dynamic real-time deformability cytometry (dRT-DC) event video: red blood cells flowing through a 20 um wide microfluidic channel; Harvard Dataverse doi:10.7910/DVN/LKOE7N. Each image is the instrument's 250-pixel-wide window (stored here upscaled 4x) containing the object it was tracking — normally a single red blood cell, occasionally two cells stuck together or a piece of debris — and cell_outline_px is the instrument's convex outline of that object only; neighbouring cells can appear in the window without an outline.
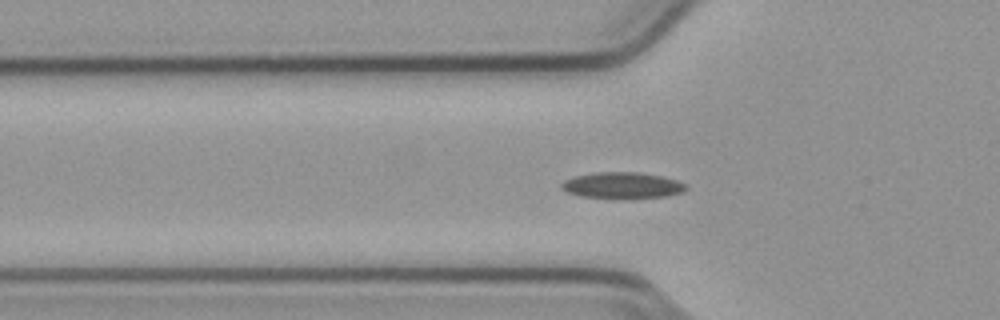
{"species": "common noctule bat (a hibernating species)", "species_latin": "Nyctalus noctula", "temperature_condition": "cold", "stored_images_in_passage": 38, "camera_frame_rate_fps": 3000, "um_per_image_px": 0.085, "animal": {"sex": "male", "body_mass_g": 23.1, "forearm_length_mm": 52.7}, "frame": {"image": 1, "passage_image": 2, "time_ms": 0.333, "image_size_px": [1000, 320], "cell_outline_px": [[688, 188], [684, 192], [668, 196], [632, 200], [624, 200], [580, 196], [568, 192], [560, 188], [560, 184], [564, 180], [576, 176], [596, 172], [640, 172], [660, 176], [676, 180], [688, 184]], "centroid_in_image_um": [52.94, 15.79], "position_along_channel_um": 72.9, "area_um2": 19.71}}
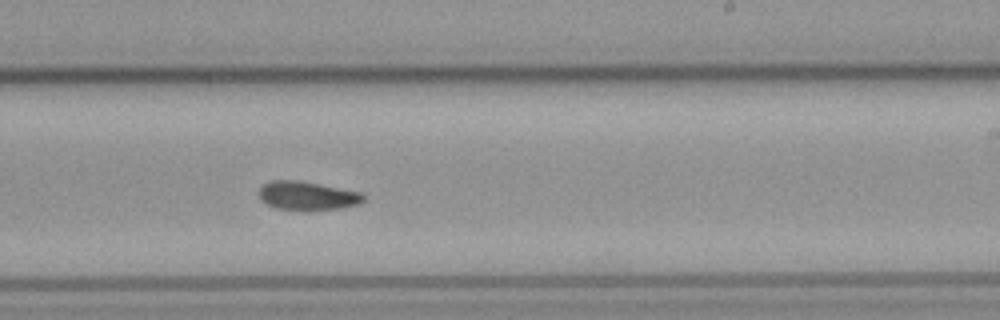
{"frame": {"image": 2, "passage_image": 17, "time_ms": 5.333, "image_size_px": [1000, 320], "cell_outline_px": [[364, 200], [360, 204], [340, 208], [308, 212], [304, 212], [276, 208], [260, 200], [256, 192], [264, 184], [272, 180], [296, 180], [360, 192], [364, 196]], "centroid_in_image_um": [26.07, 16.67], "position_along_channel_um": 262.9, "area_um2": 17.8}}
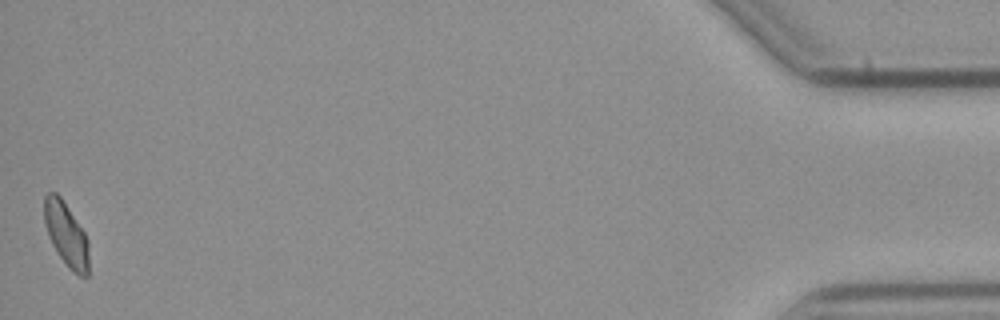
{"frame": {"image": 3, "passage_image": 38, "time_ms": 12.333, "image_size_px": [1000, 320], "cell_outline_px": [[88, 276], [80, 276], [72, 272], [68, 268], [52, 244], [48, 236], [44, 220], [44, 196], [48, 192], [56, 192], [60, 196], [84, 232], [88, 240]], "centroid_in_image_um": [5.62, 19.92], "position_along_channel_um": 429.6, "area_um2": 16.47}, "authors_computed_cell_mechanics": {"area_um2": 17.5712, "velocity_mm_per_s": 3.7806, "shape_relaxation_time_tau1_ms": null, "shape_relaxation_time_tau2_ms": 8.1372, "deformation_change_tau1": null, "deformation_change_tau2": 0.098}}